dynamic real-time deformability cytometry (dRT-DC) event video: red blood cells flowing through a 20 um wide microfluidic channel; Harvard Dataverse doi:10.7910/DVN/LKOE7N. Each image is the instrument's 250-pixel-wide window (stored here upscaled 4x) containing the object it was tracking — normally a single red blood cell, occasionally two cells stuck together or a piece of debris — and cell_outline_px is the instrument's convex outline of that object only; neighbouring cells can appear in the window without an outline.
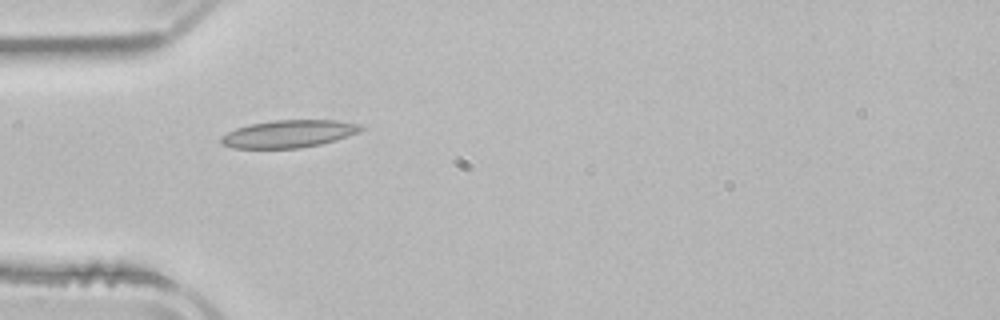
{"species": "common noctule bat (a hibernating species)", "species_latin": "Nyctalus noctula", "temperature_condition": "room temperature", "stored_images_in_passage": 1, "camera_frame_rate_fps": 3000, "um_per_image_px": 0.085, "animal": {"sex": "male", "body_mass_g": 21.5, "forearm_length_mm": 52.0}, "frame": {"image": 1, "passage_image": 1, "time_ms": 0.0, "image_size_px": [1000, 320], "cell_outline_px": [[364, 128], [360, 132], [336, 140], [320, 144], [300, 148], [232, 148], [224, 144], [220, 140], [220, 136], [236, 128], [248, 124], [272, 120], [336, 120], [360, 124]], "centroid_in_image_um": [24.55, 11.37], "position_along_channel_um": 60.5, "area_um2": 22.48}}